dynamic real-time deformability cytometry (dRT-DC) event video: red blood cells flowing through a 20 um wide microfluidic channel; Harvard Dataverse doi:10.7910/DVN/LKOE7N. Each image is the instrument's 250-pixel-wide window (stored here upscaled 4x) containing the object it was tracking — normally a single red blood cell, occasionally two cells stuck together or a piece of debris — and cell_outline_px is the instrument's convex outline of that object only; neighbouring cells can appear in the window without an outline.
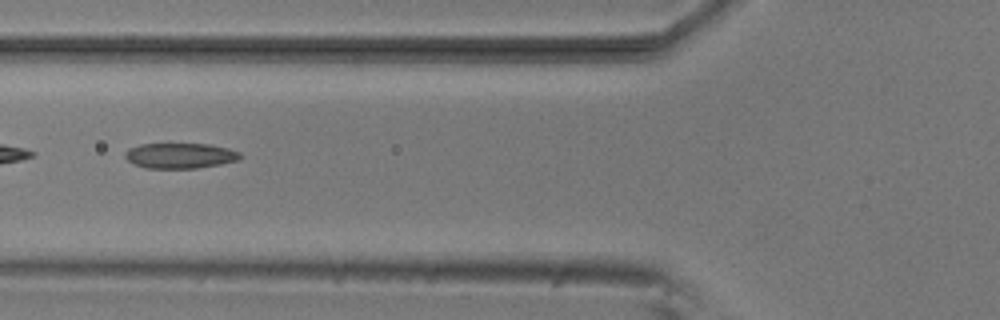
{"species": "common noctule bat (a hibernating species)", "species_latin": "Nyctalus noctula", "temperature_condition": "room temperature", "stored_images_in_passage": 28, "camera_frame_rate_fps": 3000, "um_per_image_px": 0.085, "animal": {"sex": "male", "body_mass_g": 20.5, "forearm_length_mm": 52.5}, "frame": {"image": 1, "passage_image": 15, "time_ms": 4.667, "image_size_px": [1000, 320], "cell_outline_px": [[240, 156], [236, 160], [220, 164], [196, 168], [144, 168], [132, 164], [124, 156], [124, 152], [128, 148], [140, 144], [208, 144], [228, 148], [240, 152]], "centroid_in_image_um": [15.24, 13.23], "position_along_channel_um": 110.6, "area_um2": 16.99}}
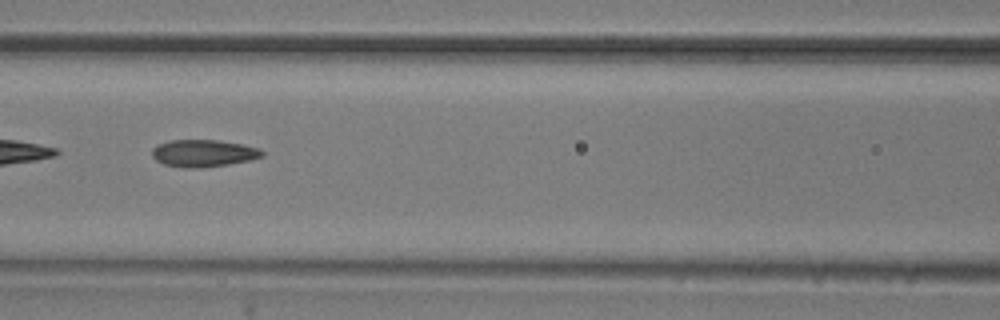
{"frame": {"image": 2, "passage_image": 18, "time_ms": 5.667, "image_size_px": [1000, 320], "cell_outline_px": [[264, 156], [248, 160], [228, 164], [188, 168], [164, 164], [156, 160], [152, 156], [152, 148], [168, 140], [216, 140], [240, 144], [260, 148], [264, 152]], "centroid_in_image_um": [17.28, 13.01], "position_along_channel_um": 149.3, "area_um2": 17.11}}